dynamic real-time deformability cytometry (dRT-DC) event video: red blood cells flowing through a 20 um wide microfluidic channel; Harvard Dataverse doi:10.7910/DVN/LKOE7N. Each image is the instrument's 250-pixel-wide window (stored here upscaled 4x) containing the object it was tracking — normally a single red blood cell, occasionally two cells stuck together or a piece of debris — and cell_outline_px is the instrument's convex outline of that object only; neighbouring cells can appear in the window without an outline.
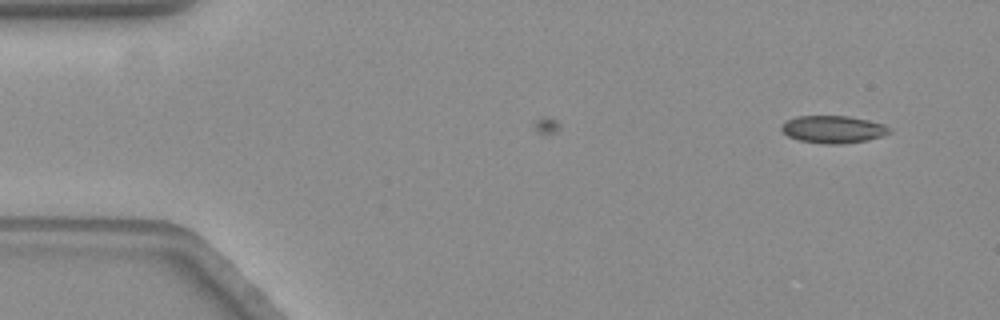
{"species": "common noctule bat (a hibernating species)", "species_latin": "Nyctalus noctula", "temperature_condition": "warm", "stored_images_in_passage": 10, "camera_frame_rate_fps": 3000, "um_per_image_px": 0.085, "animal": {"sex": "female", "body_mass_g": 19.3, "forearm_length_mm": 54.1}, "frame": {"image": 1, "passage_image": 10, "time_ms": 3.0, "image_size_px": [1000, 320], "cell_outline_px": [[892, 132], [868, 140], [840, 144], [824, 144], [800, 140], [788, 136], [780, 128], [788, 120], [796, 116], [848, 116], [868, 120], [884, 124], [892, 128]], "centroid_in_image_um": [70.86, 10.99], "position_along_channel_um": 14.1, "area_um2": 17.17}}